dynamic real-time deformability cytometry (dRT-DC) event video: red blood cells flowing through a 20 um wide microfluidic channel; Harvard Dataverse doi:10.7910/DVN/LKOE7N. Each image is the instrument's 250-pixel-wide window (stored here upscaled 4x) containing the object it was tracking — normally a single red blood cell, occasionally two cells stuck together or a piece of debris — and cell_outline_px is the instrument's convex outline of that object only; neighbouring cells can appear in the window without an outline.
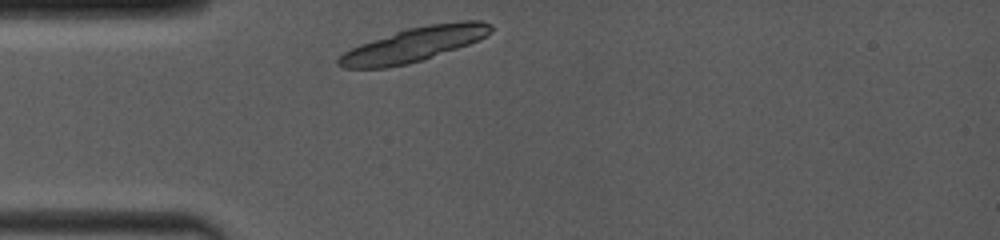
{"species": "common noctule bat (a hibernating species)", "species_latin": "Nyctalus noctula", "temperature_condition": "room temperature", "stored_images_in_passage": 1, "camera_frame_rate_fps": 4000, "um_per_image_px": 0.085, "animal": {"sex": "female", "body_mass_g": 19.0, "forearm_length_mm": 53.3}, "frame": {"image": 1, "passage_image": 1, "time_ms": 0.0, "image_size_px": [1000, 240], "cell_outline_px": [[492, 32], [468, 44], [408, 64], [384, 68], [344, 68], [336, 64], [336, 60], [344, 52], [360, 44], [408, 28], [428, 24], [464, 20], [480, 20], [492, 24]], "centroid_in_image_um": [35.17, 3.77], "position_along_channel_um": 49.8, "area_um2": 29.94}}